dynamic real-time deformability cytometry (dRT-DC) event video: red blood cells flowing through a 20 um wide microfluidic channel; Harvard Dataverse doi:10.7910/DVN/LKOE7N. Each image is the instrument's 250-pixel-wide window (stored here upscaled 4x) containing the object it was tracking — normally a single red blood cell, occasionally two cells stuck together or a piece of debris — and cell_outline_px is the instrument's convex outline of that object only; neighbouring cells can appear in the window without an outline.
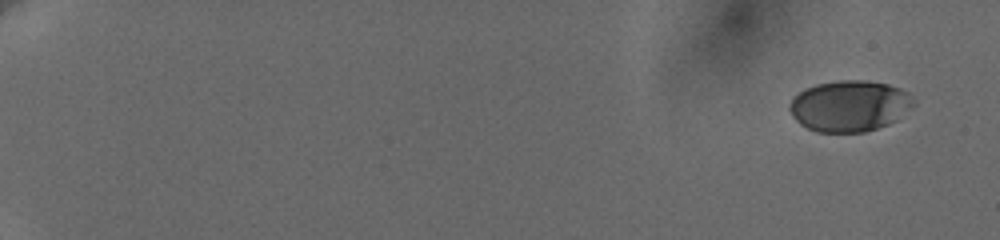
{"species": "human", "species_latin": "Homo sapiens", "temperature_condition": "cold", "stored_images_in_passage": 10, "camera_frame_rate_fps": 3000, "um_per_image_px": 0.085, "donor": {"sex": "female"}, "frame": {"image": 1, "passage_image": 1, "time_ms": 0.0, "image_size_px": [1000, 240], "cell_outline_px": [[916, 104], [896, 120], [888, 124], [864, 132], [816, 132], [800, 124], [792, 116], [788, 108], [788, 104], [792, 96], [804, 88], [816, 84], [840, 80], [864, 80], [888, 84], [900, 88], [908, 92]], "centroid_in_image_um": [72.18, 9.0], "position_along_channel_um": 12.8, "area_um2": 37.22}}
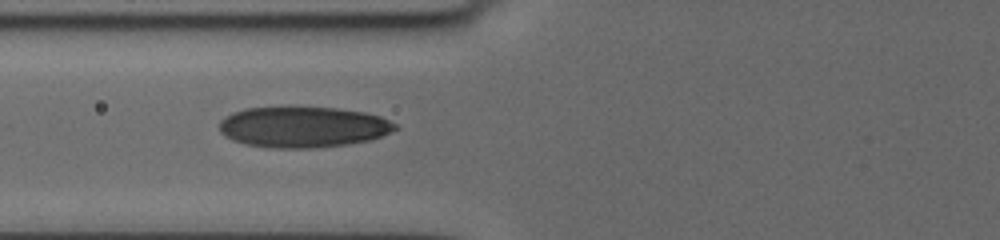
{"frame": {"image": 2, "passage_image": 9, "time_ms": 8.0, "image_size_px": [1000, 240], "cell_outline_px": [[400, 128], [380, 136], [368, 140], [344, 144], [312, 148], [268, 148], [244, 144], [232, 140], [224, 136], [220, 132], [220, 120], [224, 116], [232, 112], [244, 108], [336, 108], [364, 112], [380, 116], [396, 124]], "centroid_in_image_um": [25.71, 10.8], "position_along_channel_um": 100.1, "area_um2": 41.67}}
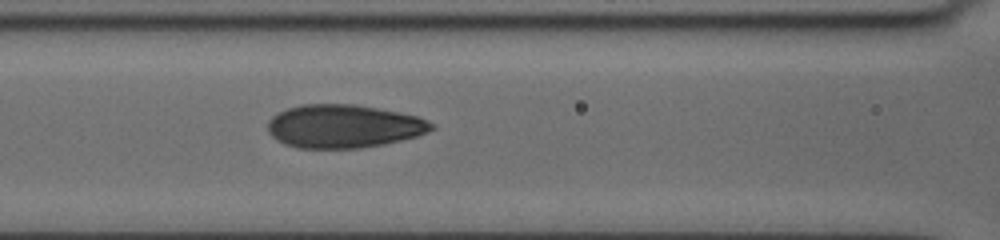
{"frame": {"image": 3, "passage_image": 10, "time_ms": 9.0, "image_size_px": [1000, 240], "cell_outline_px": [[436, 128], [428, 132], [416, 136], [384, 144], [360, 148], [300, 148], [284, 144], [272, 136], [268, 132], [268, 120], [272, 116], [288, 108], [300, 104], [356, 104], [400, 112], [416, 116], [428, 120], [436, 124]], "centroid_in_image_um": [29.23, 10.72], "position_along_channel_um": 137.4, "area_um2": 41.44}}